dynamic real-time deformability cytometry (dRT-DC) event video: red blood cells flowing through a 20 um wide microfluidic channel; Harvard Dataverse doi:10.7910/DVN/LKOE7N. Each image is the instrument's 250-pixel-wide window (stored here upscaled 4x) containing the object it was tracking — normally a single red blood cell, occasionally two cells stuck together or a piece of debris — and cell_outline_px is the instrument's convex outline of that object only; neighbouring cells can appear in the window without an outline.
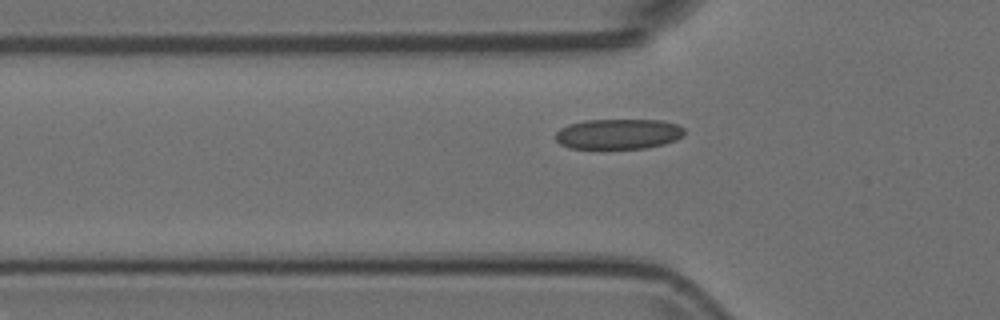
{"species": "Egyptian fruit bat (a non-hibernating species)", "species_latin": "Rousettus aegyptiacus", "temperature_condition": "room temperature", "stored_images_in_passage": 36, "camera_frame_rate_fps": 3000, "um_per_image_px": 0.085, "animal": {"sex": "female"}, "frame": {"image": 1, "passage_image": 2, "time_ms": 0.333, "image_size_px": [1000, 320], "cell_outline_px": [[684, 136], [676, 140], [664, 144], [644, 148], [572, 148], [560, 144], [556, 140], [556, 132], [560, 128], [568, 124], [584, 120], [660, 120], [676, 124], [684, 128]], "centroid_in_image_um": [52.57, 11.38], "position_along_channel_um": 73.2, "area_um2": 22.72}}
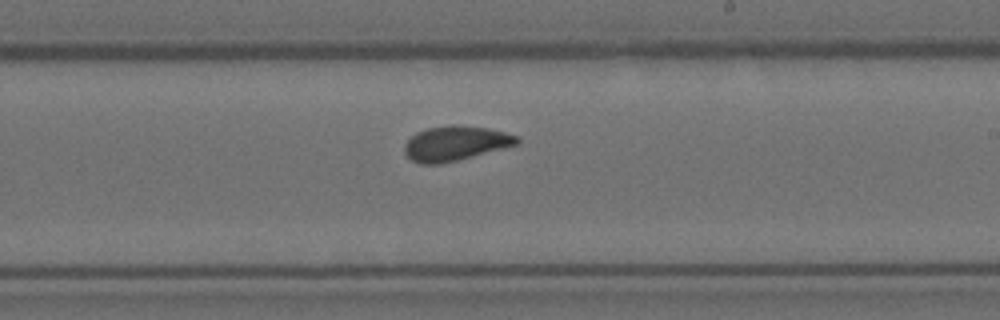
{"frame": {"image": 2, "passage_image": 16, "time_ms": 5.0, "image_size_px": [1000, 320], "cell_outline_px": [[520, 144], [440, 164], [420, 164], [412, 160], [404, 152], [404, 144], [416, 132], [428, 128], [452, 124], [456, 124], [488, 128], [504, 132], [516, 136], [520, 140]], "centroid_in_image_um": [38.7, 12.17], "position_along_channel_um": 250.3, "area_um2": 22.66}}
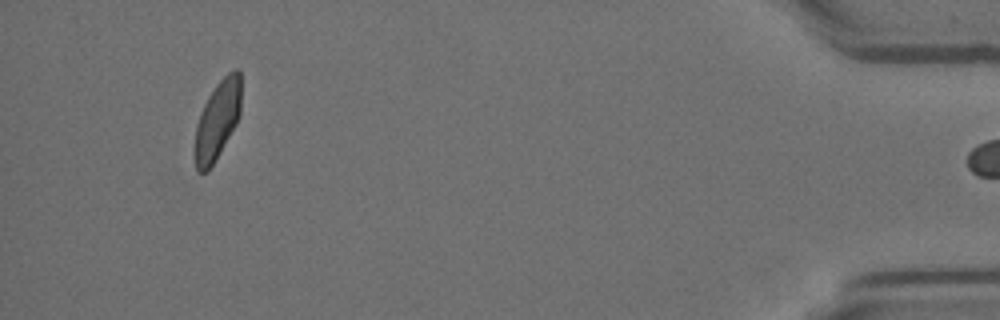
{"frame": {"image": 3, "passage_image": 35, "time_ms": 11.333, "image_size_px": [1000, 320], "cell_outline_px": [[240, 116], [236, 124], [208, 172], [196, 172], [192, 156], [192, 152], [196, 124], [200, 112], [208, 96], [216, 84], [228, 72], [236, 68], [240, 72]], "centroid_in_image_um": [18.42, 10.27], "position_along_channel_um": 416.8, "area_um2": 21.62}}